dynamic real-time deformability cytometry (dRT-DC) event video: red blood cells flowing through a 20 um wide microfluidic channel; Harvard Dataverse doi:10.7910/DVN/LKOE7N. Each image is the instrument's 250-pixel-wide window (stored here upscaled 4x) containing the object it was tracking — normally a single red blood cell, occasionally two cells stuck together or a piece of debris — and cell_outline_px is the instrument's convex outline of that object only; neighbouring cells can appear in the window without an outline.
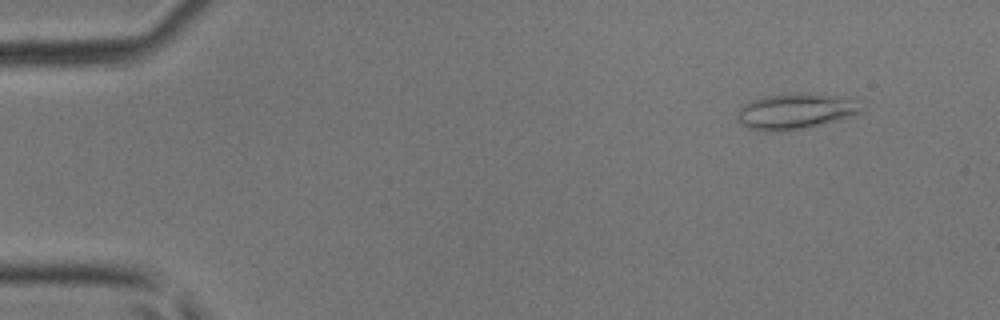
{"species": "common noctule bat (a hibernating species)", "species_latin": "Nyctalus noctula", "temperature_condition": "room temperature", "stored_images_in_passage": 41, "camera_frame_rate_fps": 3000, "um_per_image_px": 0.085, "animal": {"sex": "male", "body_mass_g": 17.9, "forearm_length_mm": 54.2}, "frame": {"image": 1, "passage_image": 1, "time_ms": 0.0, "image_size_px": [1000, 320], "cell_outline_px": [[860, 112], [856, 116], [800, 128], [780, 132], [760, 132], [748, 128], [736, 120], [736, 112], [744, 104], [752, 100], [764, 96], [796, 92], [812, 92], [856, 96]], "centroid_in_image_um": [67.64, 9.42], "position_along_channel_um": 17.4, "area_um2": 26.65}}
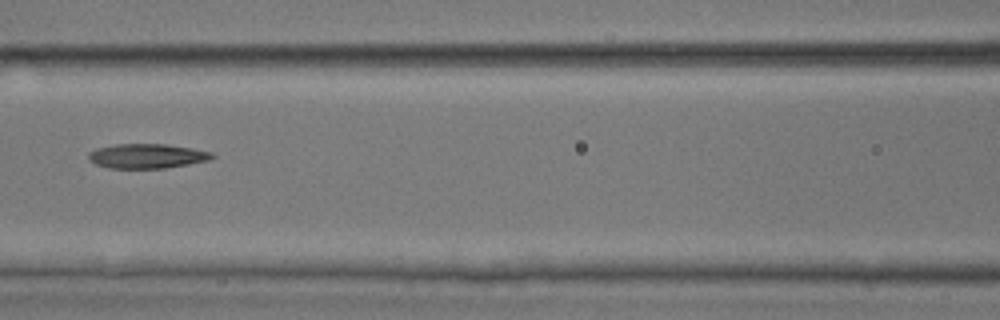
{"frame": {"image": 2, "passage_image": 17, "time_ms": 5.333, "image_size_px": [1000, 320], "cell_outline_px": [[216, 156], [208, 160], [188, 164], [164, 168], [108, 168], [96, 164], [88, 160], [88, 152], [96, 148], [116, 144], [164, 144], [192, 148], [212, 152]], "centroid_in_image_um": [12.46, 13.26], "position_along_channel_um": 154.1, "area_um2": 17.69}}
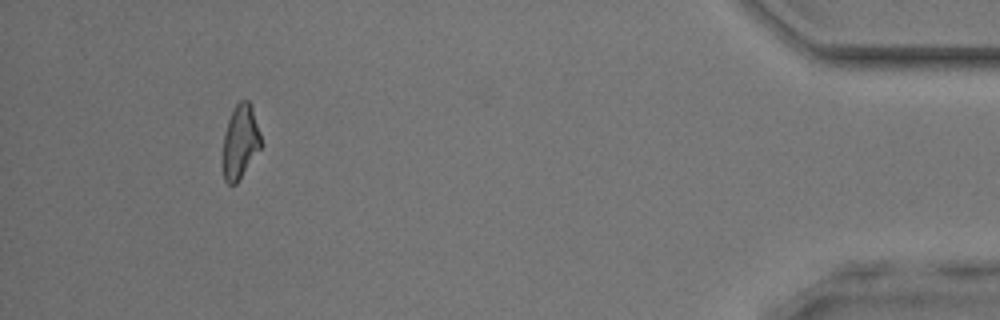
{"frame": {"image": 3, "passage_image": 38, "time_ms": 12.333, "image_size_px": [1000, 320], "cell_outline_px": [[260, 148], [236, 184], [228, 184], [224, 180], [224, 132], [232, 108], [240, 100], [248, 100], [252, 104], [260, 132]], "centroid_in_image_um": [20.43, 11.98], "position_along_channel_um": 414.8, "area_um2": 16.18}}